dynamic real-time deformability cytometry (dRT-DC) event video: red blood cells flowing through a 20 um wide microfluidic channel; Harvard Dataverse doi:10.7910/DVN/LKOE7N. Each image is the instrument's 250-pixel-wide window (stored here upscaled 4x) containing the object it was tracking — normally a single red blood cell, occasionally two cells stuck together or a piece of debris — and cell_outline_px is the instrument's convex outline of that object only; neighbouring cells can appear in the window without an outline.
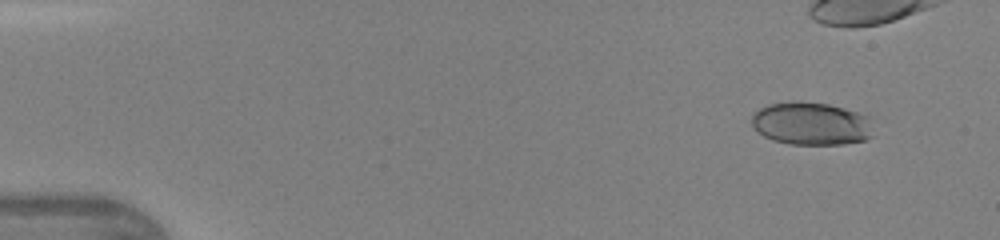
{"species": "human", "species_latin": "Homo sapiens", "temperature_condition": "warm", "stored_images_in_passage": 9, "camera_frame_rate_fps": 3000, "um_per_image_px": 0.085, "donor": {"sex": "female"}, "frame": {"image": 1, "passage_image": 2, "time_ms": 0.333, "image_size_px": [1000, 240], "cell_outline_px": [[872, 136], [864, 140], [844, 144], [788, 144], [772, 140], [764, 136], [752, 124], [752, 116], [760, 108], [768, 104], [792, 100], [800, 100], [828, 104], [844, 108], [868, 116]], "centroid_in_image_um": [68.93, 10.49], "position_along_channel_um": 16.1, "area_um2": 30.4}}